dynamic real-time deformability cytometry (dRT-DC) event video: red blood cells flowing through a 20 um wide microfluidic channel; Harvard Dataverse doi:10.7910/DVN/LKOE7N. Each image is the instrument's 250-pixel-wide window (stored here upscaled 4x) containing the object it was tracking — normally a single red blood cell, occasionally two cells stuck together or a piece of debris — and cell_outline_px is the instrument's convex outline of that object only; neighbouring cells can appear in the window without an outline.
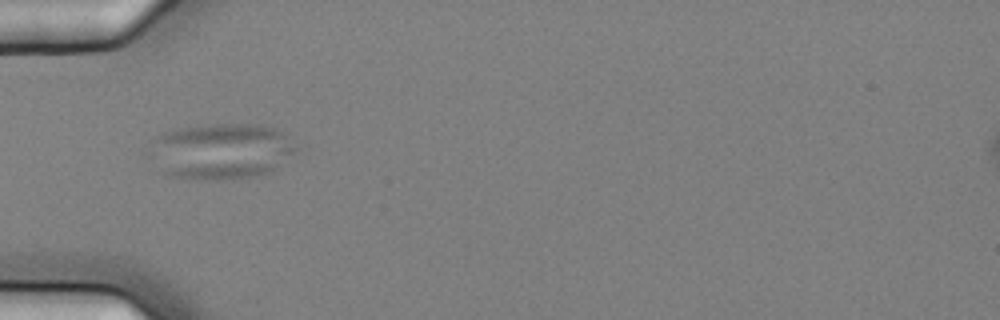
{"species": "common noctule bat (a hibernating species)", "species_latin": "Nyctalus noctula", "temperature_condition": "cold", "stored_images_in_passage": 9, "camera_frame_rate_fps": 3000, "um_per_image_px": 0.085, "animal": {"sex": "female", "body_mass_g": 25.1}, "frame": {"image": 1, "passage_image": 7, "time_ms": 2.0, "image_size_px": [1000, 320], "cell_outline_px": [[296, 148], [272, 172], [232, 180], [196, 180], [172, 176], [164, 172], [152, 144], [152, 140], [156, 136], [164, 132], [180, 128], [216, 124], [260, 124], [276, 128]], "centroid_in_image_um": [18.83, 12.85], "position_along_channel_um": 66.2, "area_um2": 46.59}}
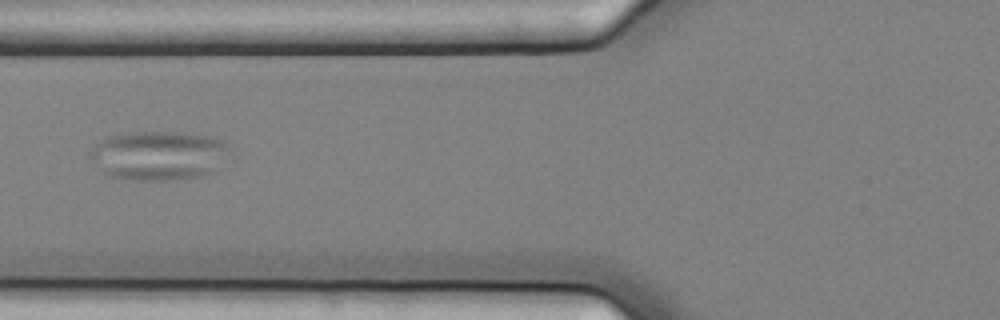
{"frame": {"image": 2, "passage_image": 8, "time_ms": 2.333, "image_size_px": [1000, 320], "cell_outline_px": [[228, 144], [216, 172], [204, 176], [172, 180], [136, 180], [108, 176], [100, 172], [92, 160], [88, 152], [96, 144], [108, 136], [120, 132], [180, 132], [208, 136], [224, 140]], "centroid_in_image_um": [13.42, 13.22], "position_along_channel_um": 112.4, "area_um2": 40.23}}
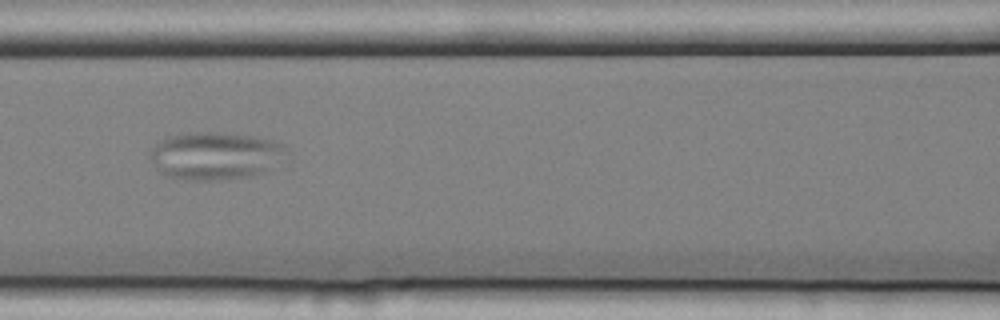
{"frame": {"image": 3, "passage_image": 9, "time_ms": 2.667, "image_size_px": [1000, 320], "cell_outline_px": [[288, 144], [284, 152], [264, 172], [252, 176], [208, 180], [188, 180], [164, 176], [160, 172], [152, 160], [152, 148], [160, 140], [168, 136], [196, 132], [216, 132], [256, 136]], "centroid_in_image_um": [18.26, 13.22], "position_along_channel_um": 148.3, "area_um2": 37.28}}